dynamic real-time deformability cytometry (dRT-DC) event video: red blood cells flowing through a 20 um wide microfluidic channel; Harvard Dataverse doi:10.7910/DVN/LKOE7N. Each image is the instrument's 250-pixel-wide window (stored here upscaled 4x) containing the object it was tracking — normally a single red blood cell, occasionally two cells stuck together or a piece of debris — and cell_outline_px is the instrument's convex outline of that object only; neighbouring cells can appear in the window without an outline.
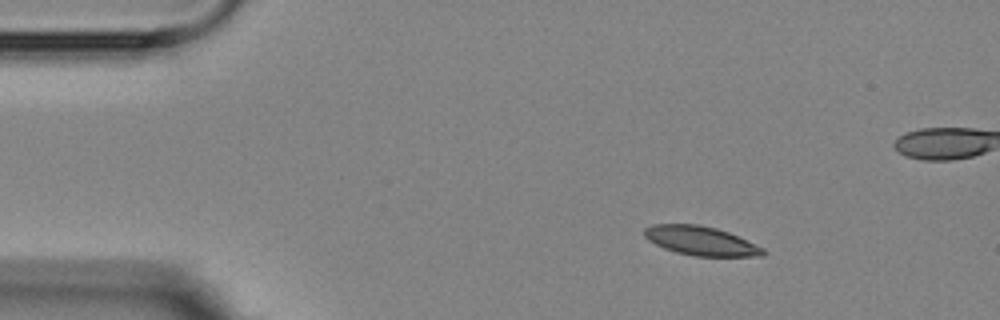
{"species": "Egyptian fruit bat (a non-hibernating species)", "species_latin": "Rousettus aegyptiacus", "temperature_condition": "room temperature", "stored_images_in_passage": 8, "camera_frame_rate_fps": 3000, "um_per_image_px": 0.085, "animal": {"sex": "female"}, "frame": {"image": 1, "passage_image": 2, "time_ms": 1.333, "image_size_px": [1000, 320], "cell_outline_px": [[768, 252], [764, 256], [692, 256], [676, 252], [664, 248], [648, 240], [644, 236], [644, 228], [652, 224], [700, 224], [716, 228], [728, 232], [764, 248]], "centroid_in_image_um": [59.57, 20.47], "position_along_channel_um": 25.4, "area_um2": 20.17}}
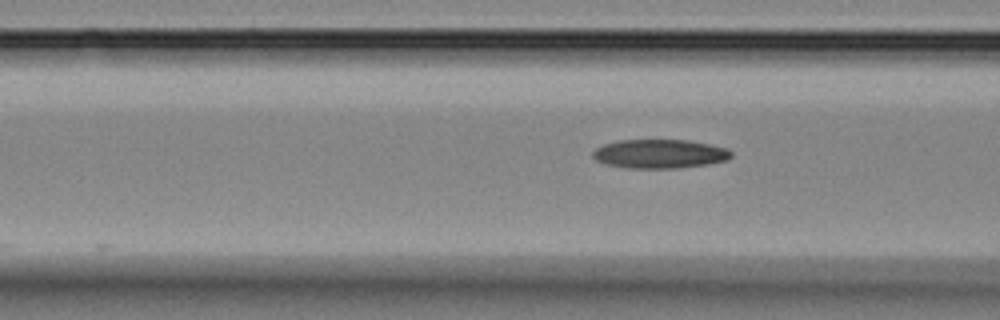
{"frame": {"image": 2, "passage_image": 8, "time_ms": 8.333, "image_size_px": [1000, 320], "cell_outline_px": [[732, 156], [728, 160], [708, 164], [680, 168], [624, 168], [608, 164], [596, 160], [592, 156], [592, 152], [596, 148], [604, 144], [620, 140], [688, 140], [728, 148], [732, 152]], "centroid_in_image_um": [56.09, 13.08], "position_along_channel_um": 110.5, "area_um2": 23.41}}